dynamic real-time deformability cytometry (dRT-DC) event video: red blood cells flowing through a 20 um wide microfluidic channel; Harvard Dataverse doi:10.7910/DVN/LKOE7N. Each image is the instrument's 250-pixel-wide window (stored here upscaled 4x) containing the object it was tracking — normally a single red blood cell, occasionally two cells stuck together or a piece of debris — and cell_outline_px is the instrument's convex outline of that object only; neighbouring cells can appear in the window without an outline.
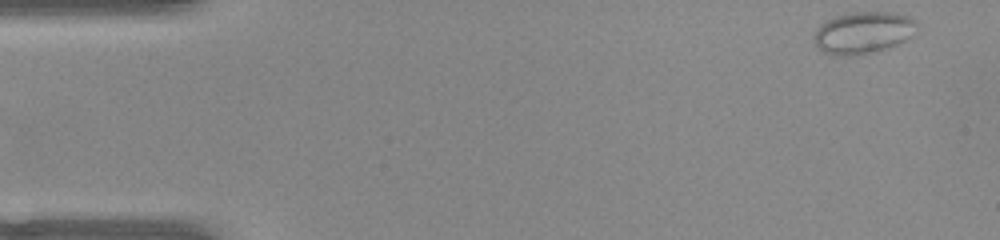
{"species": "common noctule bat (a hibernating species)", "species_latin": "Nyctalus noctula", "temperature_condition": "warm", "stored_images_in_passage": 49, "camera_frame_rate_fps": 3000, "um_per_image_px": 0.085, "animal": {"sex": "female", "body_mass_g": 22.0, "forearm_length_mm": 56.7}, "frame": {"image": 1, "passage_image": 1, "time_ms": 0.0, "image_size_px": [1000, 240], "cell_outline_px": [[916, 24], [912, 36], [896, 44], [876, 52], [856, 56], [832, 56], [824, 52], [816, 44], [816, 28], [820, 24], [836, 16], [852, 12], [892, 12], [908, 16], [916, 20]], "centroid_in_image_um": [73.37, 2.79], "position_along_channel_um": 11.6, "area_um2": 25.03}}
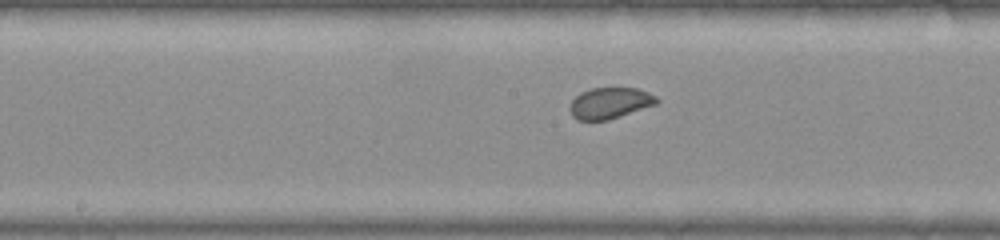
{"frame": {"image": 2, "passage_image": 24, "time_ms": 7.667, "image_size_px": [1000, 240], "cell_outline_px": [[660, 100], [656, 104], [608, 120], [580, 120], [572, 116], [572, 100], [580, 92], [592, 88], [636, 88], [648, 92], [656, 96]], "centroid_in_image_um": [51.87, 8.75], "position_along_channel_um": 196.3, "area_um2": 15.49}}
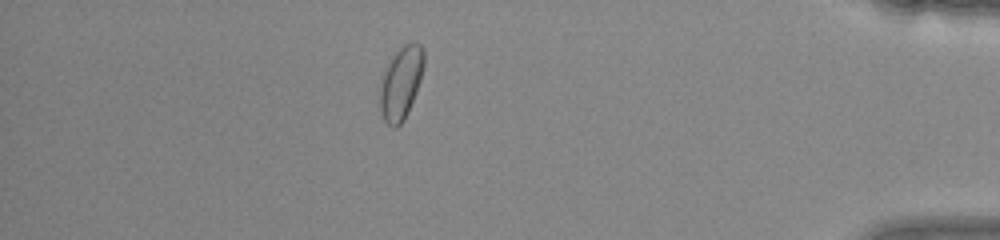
{"frame": {"image": 3, "passage_image": 43, "time_ms": 14.0, "image_size_px": [1000, 240], "cell_outline_px": [[424, 64], [420, 80], [404, 120], [396, 128], [392, 128], [384, 120], [380, 112], [380, 84], [384, 68], [392, 56], [404, 44], [420, 44], [424, 48]], "centroid_in_image_um": [34.06, 7.05], "position_along_channel_um": 401.1, "area_um2": 18.5}, "authors_computed_cell_mechanics": {"area_um2": 16.8198, "velocity_mm_per_s": 3.9406, "shape_relaxation_time_tau1_ms": 3.1573, "shape_relaxation_time_tau2_ms": 2.7089, "deformation_change_tau1": 0.052, "deformation_change_tau2": 0.0468}}